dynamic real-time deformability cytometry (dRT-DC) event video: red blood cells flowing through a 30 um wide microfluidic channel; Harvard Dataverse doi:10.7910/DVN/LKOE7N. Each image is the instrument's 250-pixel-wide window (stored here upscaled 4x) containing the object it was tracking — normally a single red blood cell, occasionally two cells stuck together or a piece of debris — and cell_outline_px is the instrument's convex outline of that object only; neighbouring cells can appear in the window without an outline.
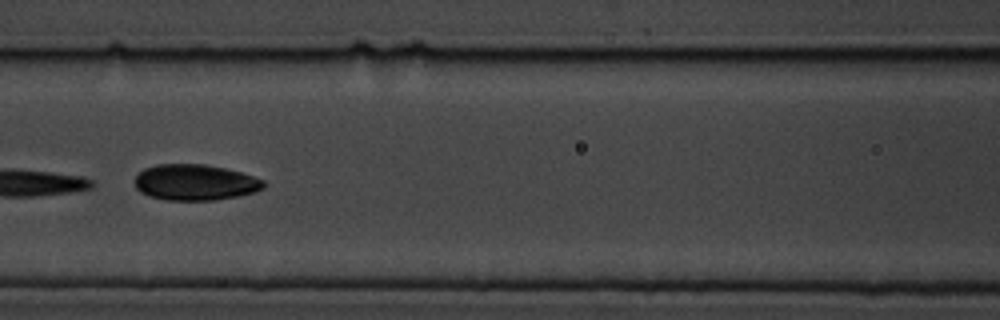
{"species": "common noctule bat (a hibernating species)", "species_latin": "Nyctalus noctula", "temperature_condition": "cold", "stored_images_in_passage": 11, "camera_frame_rate_fps": 3000, "um_per_image_px": 0.085, "animal": {"sex": "male", "body_mass_g": 19.5, "forearm_length_mm": 54.6}, "frame": {"image": 1, "passage_image": 7, "time_ms": 7.667, "image_size_px": [1000, 320], "cell_outline_px": [[264, 188], [256, 192], [240, 196], [216, 200], [168, 200], [148, 196], [140, 192], [136, 188], [136, 176], [144, 168], [156, 164], [204, 164], [224, 168], [240, 172], [264, 180]], "centroid_in_image_um": [16.59, 15.51], "position_along_channel_um": 150.0, "area_um2": 27.05}}
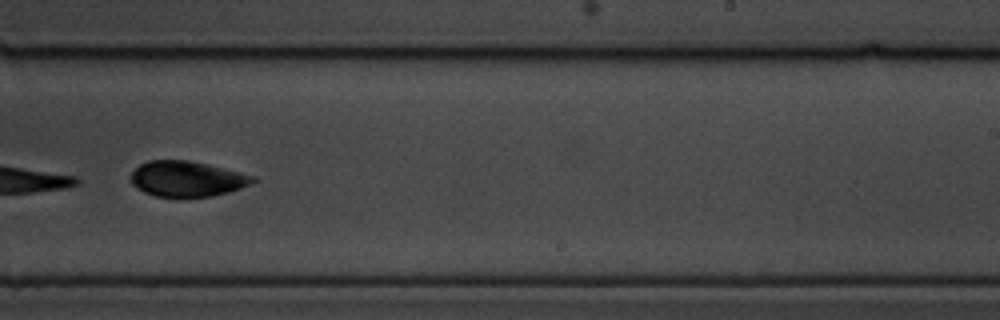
{"frame": {"image": 2, "passage_image": 10, "time_ms": 11.0, "image_size_px": [1000, 320], "cell_outline_px": [[260, 180], [240, 188], [228, 192], [212, 196], [156, 196], [144, 192], [136, 188], [132, 184], [132, 172], [140, 164], [148, 160], [188, 160], [208, 164], [256, 176]], "centroid_in_image_um": [15.93, 15.19], "position_along_channel_um": 273.1, "area_um2": 25.14}}
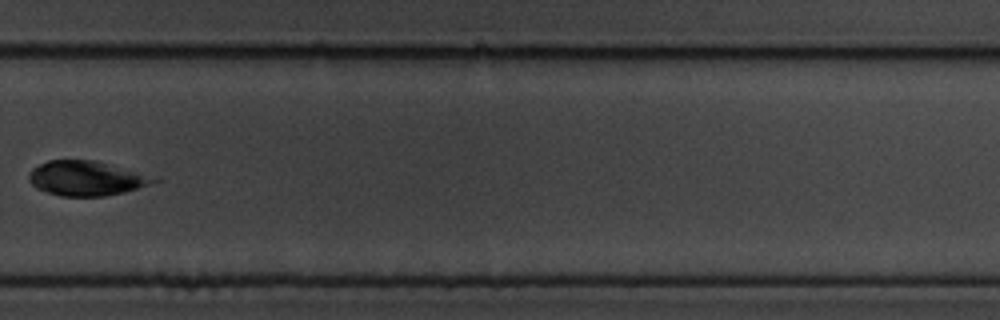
{"frame": {"image": 3, "passage_image": 11, "time_ms": 12.333, "image_size_px": [1000, 320], "cell_outline_px": [[160, 180], [124, 192], [104, 196], [60, 196], [36, 188], [28, 180], [28, 172], [32, 168], [48, 160], [96, 160], [136, 172]], "centroid_in_image_um": [7.23, 15.15], "position_along_channel_um": 322.6, "area_um2": 24.8}}